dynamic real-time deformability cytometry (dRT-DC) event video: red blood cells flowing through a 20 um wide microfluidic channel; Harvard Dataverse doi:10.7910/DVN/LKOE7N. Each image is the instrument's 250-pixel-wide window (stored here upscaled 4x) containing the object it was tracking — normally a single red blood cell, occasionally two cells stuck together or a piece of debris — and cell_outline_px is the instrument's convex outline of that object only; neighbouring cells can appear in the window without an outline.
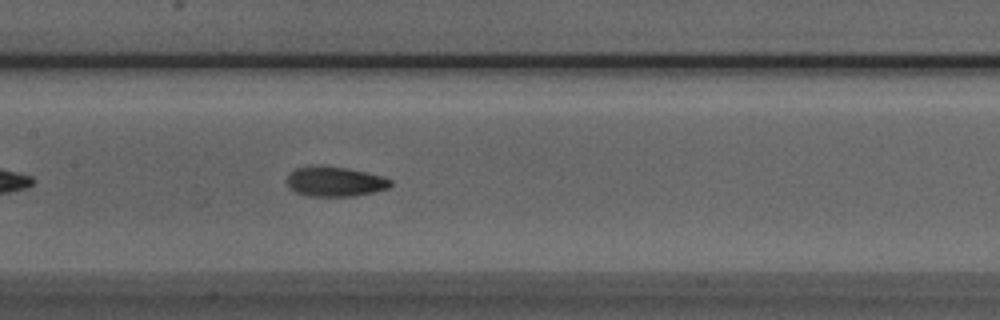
{"species": "Egyptian fruit bat (a non-hibernating species)", "species_latin": "Rousettus aegyptiacus", "temperature_condition": "room temperature", "stored_images_in_passage": 29, "camera_frame_rate_fps": 3000, "um_per_image_px": 0.085, "animal": {"sex": "male"}, "frame": {"image": 1, "passage_image": 13, "time_ms": 4.0, "image_size_px": [1000, 320], "cell_outline_px": [[392, 184], [388, 188], [356, 196], [308, 196], [296, 192], [288, 184], [288, 172], [296, 168], [308, 164], [320, 164], [348, 168], [384, 176], [392, 180]], "centroid_in_image_um": [28.46, 15.4], "position_along_channel_um": 178.9, "area_um2": 18.38}}
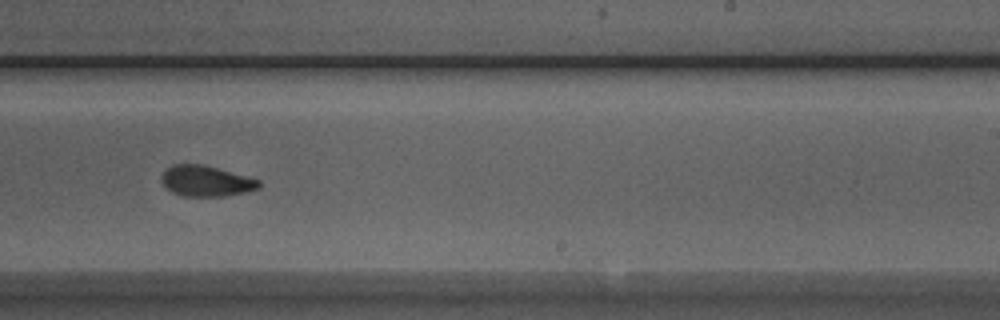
{"frame": {"image": 2, "passage_image": 20, "time_ms": 6.333, "image_size_px": [1000, 320], "cell_outline_px": [[260, 188], [248, 192], [224, 196], [180, 196], [172, 192], [164, 184], [160, 176], [172, 164], [200, 164], [216, 168], [260, 180]], "centroid_in_image_um": [17.52, 15.4], "position_along_channel_um": 271.5, "area_um2": 17.28}}
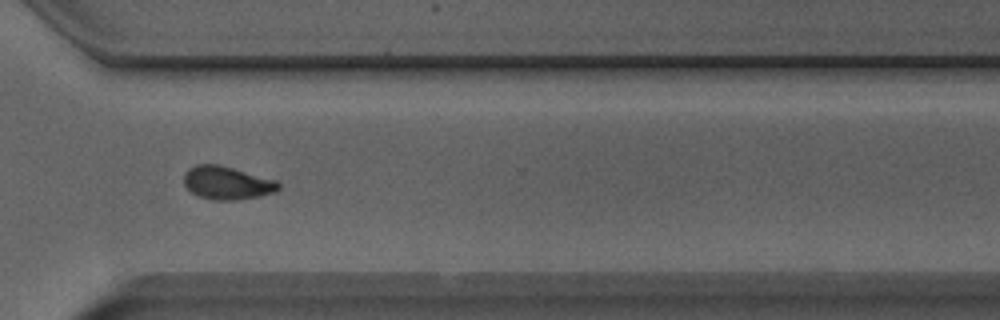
{"frame": {"image": 3, "passage_image": 26, "time_ms": 8.333, "image_size_px": [1000, 320], "cell_outline_px": [[280, 188], [276, 192], [236, 200], [212, 200], [200, 196], [192, 192], [184, 184], [184, 172], [188, 168], [196, 164], [220, 164], [276, 180], [280, 184]], "centroid_in_image_um": [19.28, 15.53], "position_along_channel_um": 351.3, "area_um2": 18.26}, "authors_computed_cell_mechanics": {"area_um2": 18.0914, "velocity_mm_per_s": 3.9805, "shape_relaxation_time_tau1_ms": 3.2261, "shape_relaxation_time_tau2_ms": 2.2652, "deformation_change_tau1": 0.1382, "deformation_change_tau2": 0.0714}}